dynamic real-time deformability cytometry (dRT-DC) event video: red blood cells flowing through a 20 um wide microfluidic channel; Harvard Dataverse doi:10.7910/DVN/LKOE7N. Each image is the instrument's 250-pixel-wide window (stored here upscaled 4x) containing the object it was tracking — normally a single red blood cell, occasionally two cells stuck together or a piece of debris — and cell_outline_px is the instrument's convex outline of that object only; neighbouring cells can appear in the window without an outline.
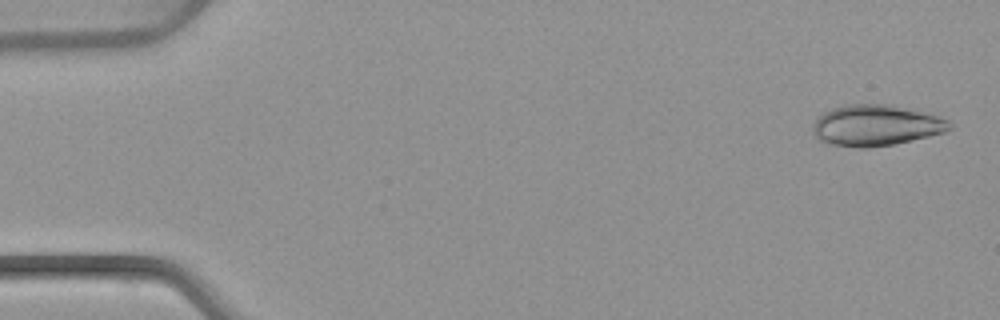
{"species": "common noctule bat (a hibernating species)", "species_latin": "Nyctalus noctula", "temperature_condition": "warm", "stored_images_in_passage": 4, "camera_frame_rate_fps": 3000, "um_per_image_px": 0.085, "animal": {"sex": "female", "body_mass_g": 22.7, "forearm_length_mm": 54.2}, "frame": {"image": 1, "passage_image": 1, "time_ms": 0.0, "image_size_px": [1000, 320], "cell_outline_px": [[952, 128], [944, 132], [896, 144], [868, 148], [856, 148], [824, 144], [812, 132], [812, 124], [816, 116], [832, 108], [848, 104], [892, 104], [912, 108], [940, 116], [948, 120], [952, 124]], "centroid_in_image_um": [74.43, 10.66], "position_along_channel_um": 10.6, "area_um2": 33.41}}
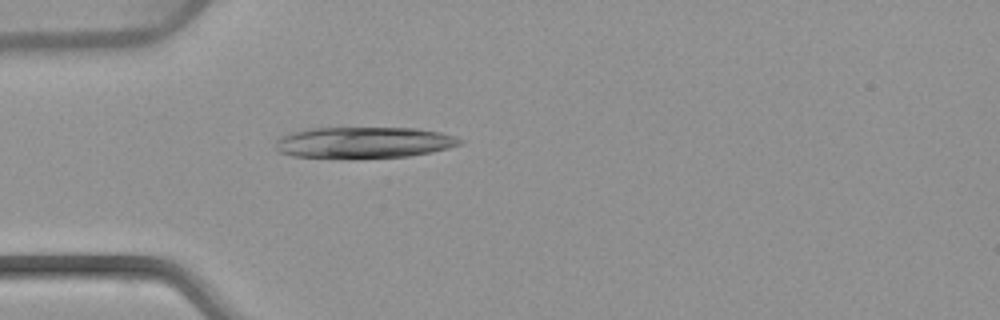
{"frame": {"image": 2, "passage_image": 4, "time_ms": 4.333, "image_size_px": [1000, 320], "cell_outline_px": [[464, 140], [460, 144], [448, 148], [432, 152], [408, 156], [352, 160], [292, 156], [280, 152], [276, 148], [276, 140], [280, 136], [292, 132], [308, 128], [416, 128], [440, 132]], "centroid_in_image_um": [30.88, 12.14], "position_along_channel_um": 54.1, "area_um2": 34.28}}